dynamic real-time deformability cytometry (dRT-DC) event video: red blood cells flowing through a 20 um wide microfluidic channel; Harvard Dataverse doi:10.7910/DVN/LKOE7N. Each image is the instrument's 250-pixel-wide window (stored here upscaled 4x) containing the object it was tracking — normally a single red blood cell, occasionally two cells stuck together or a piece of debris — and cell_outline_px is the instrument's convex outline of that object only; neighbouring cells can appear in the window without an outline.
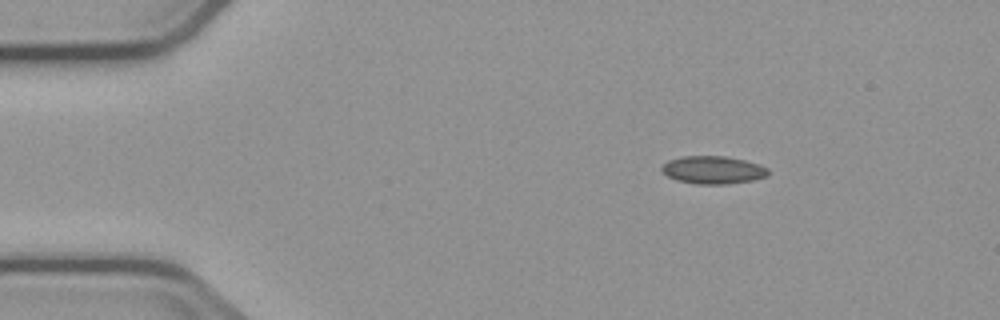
{"species": "common noctule bat (a hibernating species)", "species_latin": "Nyctalus noctula", "temperature_condition": "cold", "stored_images_in_passage": 2, "camera_frame_rate_fps": 3000, "um_per_image_px": 0.085, "animal": {"sex": "male", "body_mass_g": 23.1, "forearm_length_mm": 52.7}, "frame": {"image": 1, "passage_image": 1, "time_ms": 0.0, "image_size_px": [1000, 320], "cell_outline_px": [[768, 176], [752, 180], [728, 184], [696, 184], [676, 180], [668, 176], [660, 168], [668, 160], [684, 156], [724, 156], [744, 160], [760, 164], [768, 168]], "centroid_in_image_um": [60.62, 14.45], "position_along_channel_um": 24.4, "area_um2": 17.22}}